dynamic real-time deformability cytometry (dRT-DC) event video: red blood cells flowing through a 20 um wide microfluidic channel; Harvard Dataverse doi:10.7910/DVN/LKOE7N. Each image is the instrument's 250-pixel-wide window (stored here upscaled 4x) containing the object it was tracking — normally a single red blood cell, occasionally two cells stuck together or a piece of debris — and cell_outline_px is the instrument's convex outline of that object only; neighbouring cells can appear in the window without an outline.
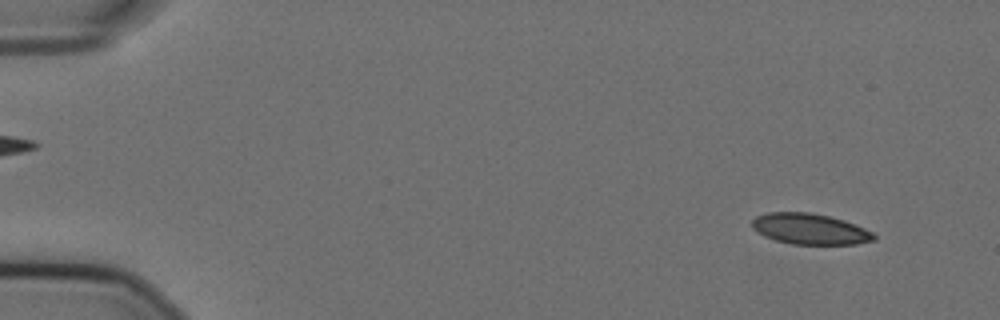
{"species": "Egyptian fruit bat (a non-hibernating species)", "species_latin": "Rousettus aegyptiacus", "temperature_condition": "cold", "stored_images_in_passage": 56, "camera_frame_rate_fps": 3000, "um_per_image_px": 0.085, "animal": {"sex": "female"}, "frame": {"image": 1, "passage_image": 4, "time_ms": 1.0, "image_size_px": [1000, 320], "cell_outline_px": [[876, 240], [856, 244], [792, 244], [776, 240], [764, 236], [756, 232], [752, 228], [752, 220], [756, 216], [768, 212], [812, 212], [844, 220], [864, 228], [872, 232], [876, 236]], "centroid_in_image_um": [68.83, 19.46], "position_along_channel_um": 16.2, "area_um2": 21.96}}
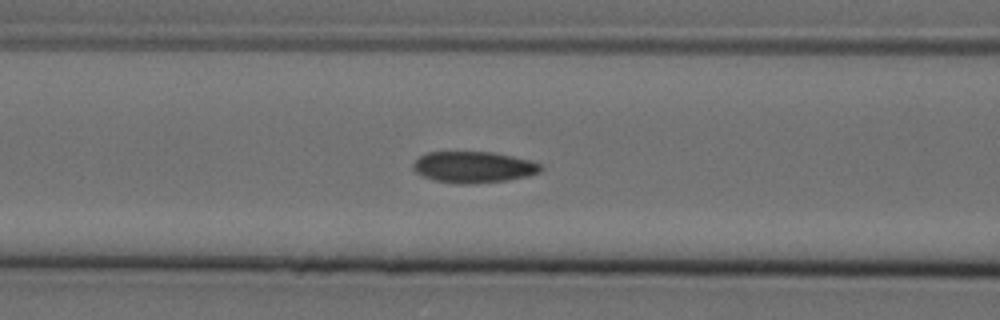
{"frame": {"image": 2, "passage_image": 23, "time_ms": 7.333, "image_size_px": [1000, 320], "cell_outline_px": [[544, 168], [540, 172], [528, 176], [508, 180], [476, 184], [460, 184], [436, 180], [424, 176], [416, 172], [412, 168], [412, 164], [420, 156], [428, 152], [492, 152], [532, 160], [540, 164]], "centroid_in_image_um": [40.29, 14.21], "position_along_channel_um": 126.3, "area_um2": 23.35}}
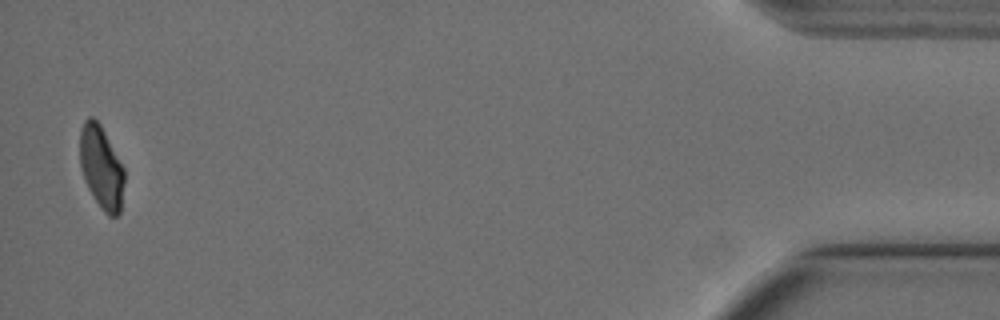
{"frame": {"image": 3, "passage_image": 55, "time_ms": 18.0, "image_size_px": [1000, 320], "cell_outline_px": [[124, 184], [120, 212], [116, 216], [108, 216], [100, 208], [88, 188], [84, 180], [80, 168], [80, 128], [84, 120], [88, 116], [92, 116], [100, 124], [124, 168]], "centroid_in_image_um": [8.6, 14.23], "position_along_channel_um": 426.6, "area_um2": 21.56}, "authors_computed_cell_mechanics": {"area_um2": 23.1489, "velocity_mm_per_s": 3.5781, "shape_relaxation_time_tau1_ms": null, "shape_relaxation_time_tau2_ms": 3.1682, "deformation_change_tau1": null, "deformation_change_tau2": 0.0539}}